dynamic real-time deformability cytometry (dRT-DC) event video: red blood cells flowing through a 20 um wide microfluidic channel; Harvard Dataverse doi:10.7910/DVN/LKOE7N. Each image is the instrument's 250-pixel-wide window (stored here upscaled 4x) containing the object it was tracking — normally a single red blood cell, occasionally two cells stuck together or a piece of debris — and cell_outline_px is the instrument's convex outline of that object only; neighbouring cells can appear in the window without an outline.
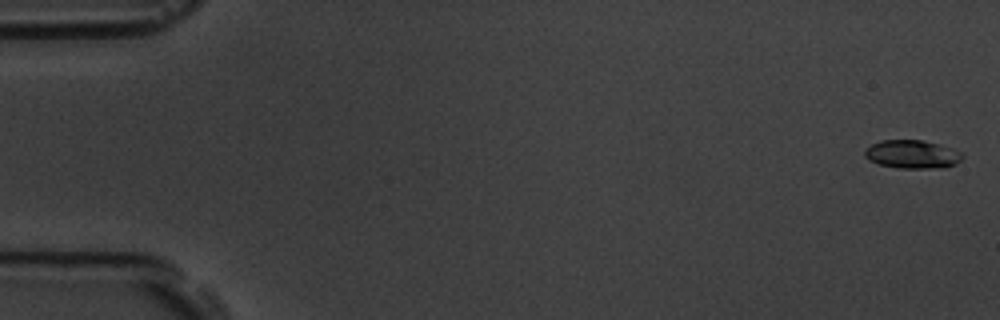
{"species": "common noctule bat (a hibernating species)", "species_latin": "Nyctalus noctula", "temperature_condition": "room temperature", "stored_images_in_passage": 10, "camera_frame_rate_fps": 3000, "um_per_image_px": 0.085, "animal": {"sex": "male", "body_mass_g": 19.5, "forearm_length_mm": 54.6}, "frame": {"image": 1, "passage_image": 1, "time_ms": 0.0, "image_size_px": [1000, 320], "cell_outline_px": [[964, 156], [956, 164], [944, 168], [900, 168], [880, 164], [868, 160], [864, 156], [864, 152], [872, 144], [880, 140], [920, 140], [952, 148], [960, 152]], "centroid_in_image_um": [77.54, 13.12], "position_along_channel_um": 7.5, "area_um2": 16.01}}
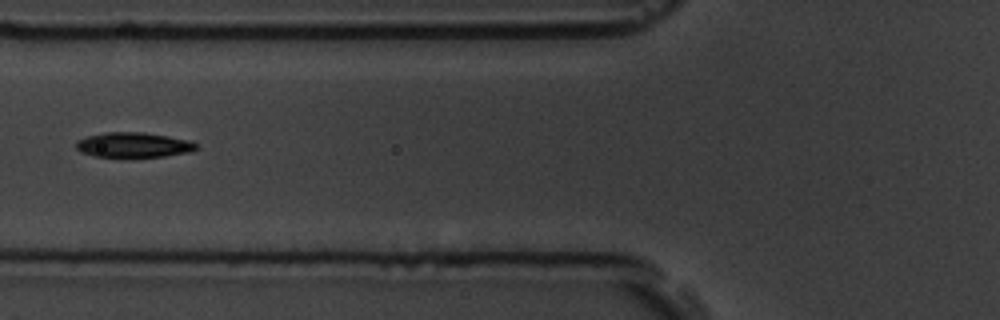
{"frame": {"image": 2, "passage_image": 7, "time_ms": 7.0, "image_size_px": [1000, 320], "cell_outline_px": [[196, 148], [192, 152], [164, 156], [92, 156], [80, 152], [76, 148], [76, 140], [88, 136], [108, 132], [144, 132], [168, 136], [188, 140], [196, 144]], "centroid_in_image_um": [11.33, 12.31], "position_along_channel_um": 114.5, "area_um2": 17.28}}
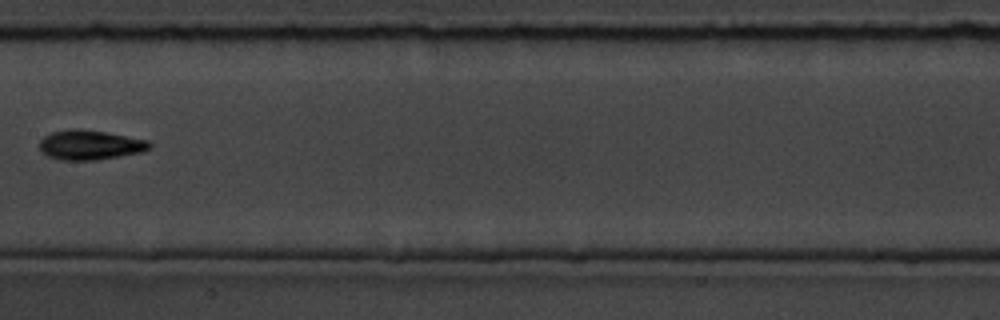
{"frame": {"image": 3, "passage_image": 9, "time_ms": 9.333, "image_size_px": [1000, 320], "cell_outline_px": [[152, 148], [144, 152], [96, 160], [60, 160], [48, 156], [40, 152], [40, 140], [44, 136], [52, 132], [68, 128], [80, 128], [104, 132], [148, 140], [152, 144]], "centroid_in_image_um": [7.65, 12.32], "position_along_channel_um": 199.7, "area_um2": 19.25}}